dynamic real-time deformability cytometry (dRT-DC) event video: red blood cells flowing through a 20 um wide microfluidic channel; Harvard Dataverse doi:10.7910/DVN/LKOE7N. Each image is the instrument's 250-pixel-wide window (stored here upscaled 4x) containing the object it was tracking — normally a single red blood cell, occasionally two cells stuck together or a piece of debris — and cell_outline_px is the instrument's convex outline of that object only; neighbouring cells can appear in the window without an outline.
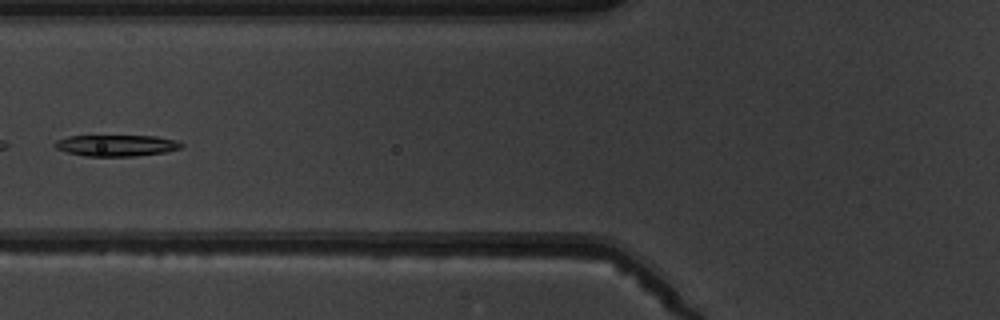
{"species": "common noctule bat (a hibernating species)", "species_latin": "Nyctalus noctula", "temperature_condition": "warm", "stored_images_in_passage": 3, "camera_frame_rate_fps": 3000, "um_per_image_px": 0.085, "animal": {"sex": "male", "body_mass_g": 19.5, "forearm_length_mm": 54.6}, "frame": {"image": 1, "passage_image": 3, "time_ms": 2.333, "image_size_px": [1000, 320], "cell_outline_px": [[184, 148], [164, 152], [136, 156], [84, 156], [68, 152], [56, 148], [52, 144], [56, 140], [68, 136], [156, 136], [176, 140], [184, 144]], "centroid_in_image_um": [9.92, 12.36], "position_along_channel_um": 115.9, "area_um2": 15.78}}